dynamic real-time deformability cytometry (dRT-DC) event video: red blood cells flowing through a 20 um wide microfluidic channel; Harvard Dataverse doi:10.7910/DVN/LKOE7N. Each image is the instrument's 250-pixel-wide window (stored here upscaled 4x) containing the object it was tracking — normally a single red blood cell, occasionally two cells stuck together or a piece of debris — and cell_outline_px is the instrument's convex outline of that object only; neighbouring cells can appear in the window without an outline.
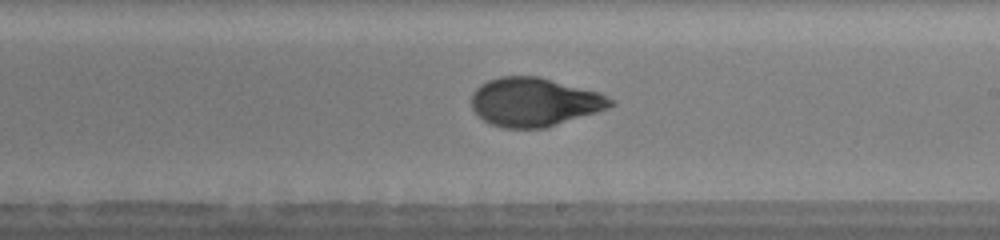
{"species": "human", "species_latin": "Homo sapiens", "temperature_condition": "warm", "stored_images_in_passage": 44, "camera_frame_rate_fps": 3000, "um_per_image_px": 0.085, "donor": {"sex": "male"}, "frame": {"image": 1, "passage_image": 20, "time_ms": 4.333, "image_size_px": [1000, 240], "cell_outline_px": [[616, 104], [608, 108], [596, 112], [544, 128], [504, 128], [492, 124], [484, 120], [472, 108], [472, 92], [480, 84], [488, 80], [500, 76], [536, 76], [600, 92], [616, 100]], "centroid_in_image_um": [45.43, 8.66], "position_along_channel_um": 243.6, "area_um2": 39.3}, "authors_computed_cell_mechanics": {"area_um2": 39.4196, "velocity_mm_per_s": 4.077, "shape_relaxation_time_tau1_ms": 4.8788, "shape_relaxation_time_tau2_ms": 1.1812, "deformation_change_tau1": 0.2062, "deformation_change_tau2": 0.0588}}